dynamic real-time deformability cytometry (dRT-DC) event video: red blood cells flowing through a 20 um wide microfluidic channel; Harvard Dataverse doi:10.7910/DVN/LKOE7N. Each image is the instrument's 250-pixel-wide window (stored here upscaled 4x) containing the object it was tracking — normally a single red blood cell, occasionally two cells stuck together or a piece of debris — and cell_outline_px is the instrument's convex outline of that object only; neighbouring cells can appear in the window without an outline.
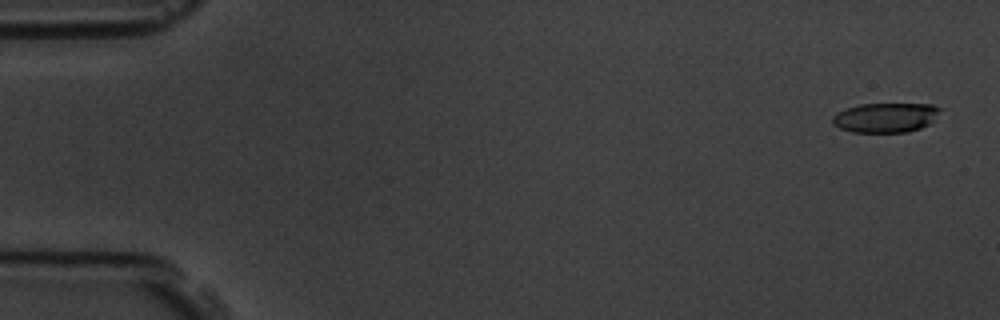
{"species": "common noctule bat (a hibernating species)", "species_latin": "Nyctalus noctula", "temperature_condition": "room temperature", "stored_images_in_passage": 6, "segment_of_instrument_passage": [1, 2], "camera_frame_rate_fps": 3000, "um_per_image_px": 0.085, "animal": {"sex": "male", "body_mass_g": 19.5, "forearm_length_mm": 54.6}, "frame": {"image": 1, "passage_image": 1, "time_ms": 0.0, "image_size_px": [1000, 320], "cell_outline_px": [[944, 108], [928, 124], [920, 128], [908, 132], [852, 132], [840, 128], [832, 124], [832, 116], [836, 112], [860, 104], [932, 104]], "centroid_in_image_um": [75.27, 9.99], "position_along_channel_um": 9.7, "area_um2": 18.61}}
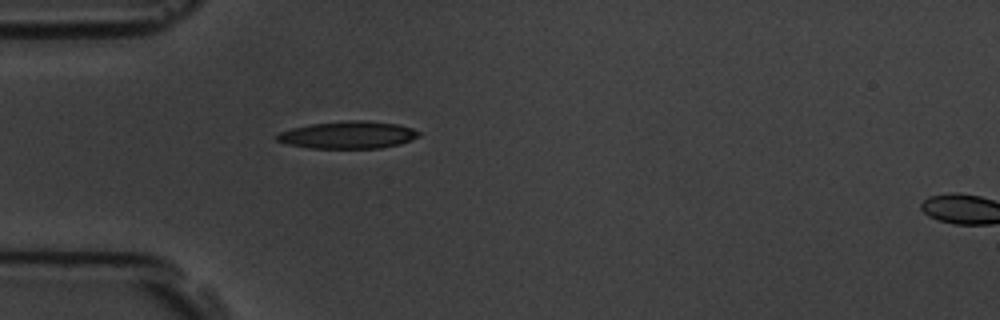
{"frame": {"image": 2, "passage_image": 5, "time_ms": 4.667, "image_size_px": [1000, 320], "cell_outline_px": [[424, 132], [420, 136], [412, 140], [400, 144], [380, 148], [308, 148], [288, 144], [276, 140], [276, 136], [280, 132], [292, 128], [312, 124], [352, 120], [368, 120], [400, 124]], "centroid_in_image_um": [29.66, 11.46], "position_along_channel_um": 55.3, "area_um2": 22.77}}